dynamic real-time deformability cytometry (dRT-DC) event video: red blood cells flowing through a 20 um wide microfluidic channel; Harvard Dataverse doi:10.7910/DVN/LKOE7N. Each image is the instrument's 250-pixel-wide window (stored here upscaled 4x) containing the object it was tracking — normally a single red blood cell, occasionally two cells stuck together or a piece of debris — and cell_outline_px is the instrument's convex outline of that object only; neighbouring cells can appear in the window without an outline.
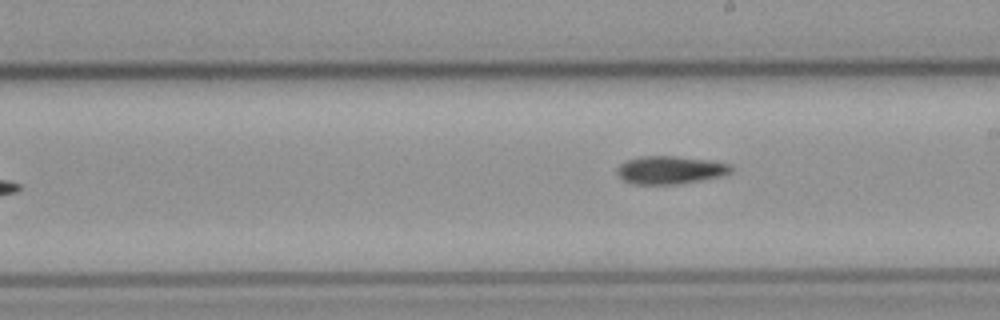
{"species": "common noctule bat (a hibernating species)", "species_latin": "Nyctalus noctula", "temperature_condition": "cold", "stored_images_in_passage": 6, "camera_frame_rate_fps": 3000, "um_per_image_px": 0.085, "animal": {"sex": "male", "body_mass_g": 23.1, "forearm_length_mm": 52.7}, "frame": {"image": 1, "passage_image": 6, "time_ms": 1.667, "image_size_px": [1000, 320], "cell_outline_px": [[732, 172], [724, 176], [676, 184], [636, 184], [624, 180], [616, 172], [616, 168], [624, 160], [640, 156], [672, 156], [708, 160], [728, 164], [732, 168]], "centroid_in_image_um": [56.94, 14.44], "position_along_channel_um": 232.1, "area_um2": 18.5}}